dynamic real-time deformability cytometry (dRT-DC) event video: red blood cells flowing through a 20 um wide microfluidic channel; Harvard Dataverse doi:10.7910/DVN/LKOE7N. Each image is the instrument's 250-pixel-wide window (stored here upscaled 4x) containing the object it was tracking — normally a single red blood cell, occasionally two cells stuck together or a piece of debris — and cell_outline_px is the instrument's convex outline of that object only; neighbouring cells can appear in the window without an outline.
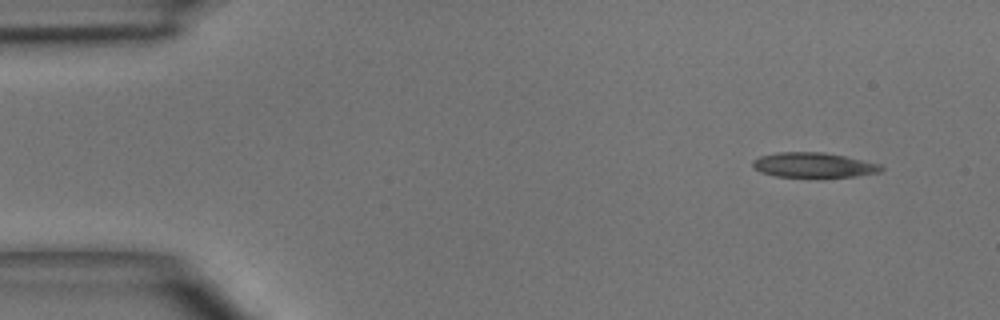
{"species": "common noctule bat (a hibernating species)", "species_latin": "Nyctalus noctula", "temperature_condition": "room temperature", "stored_images_in_passage": 3, "camera_frame_rate_fps": 3000, "um_per_image_px": 0.085, "animal": {"sex": "male", "body_mass_g": 15.6}, "frame": {"image": 1, "passage_image": 1, "time_ms": 0.0, "image_size_px": [1000, 320], "cell_outline_px": [[884, 168], [880, 172], [856, 176], [776, 176], [760, 172], [752, 164], [752, 160], [760, 156], [776, 152], [824, 152], [844, 156], [880, 164]], "centroid_in_image_um": [69.14, 14.01], "position_along_channel_um": 15.9, "area_um2": 18.32}}